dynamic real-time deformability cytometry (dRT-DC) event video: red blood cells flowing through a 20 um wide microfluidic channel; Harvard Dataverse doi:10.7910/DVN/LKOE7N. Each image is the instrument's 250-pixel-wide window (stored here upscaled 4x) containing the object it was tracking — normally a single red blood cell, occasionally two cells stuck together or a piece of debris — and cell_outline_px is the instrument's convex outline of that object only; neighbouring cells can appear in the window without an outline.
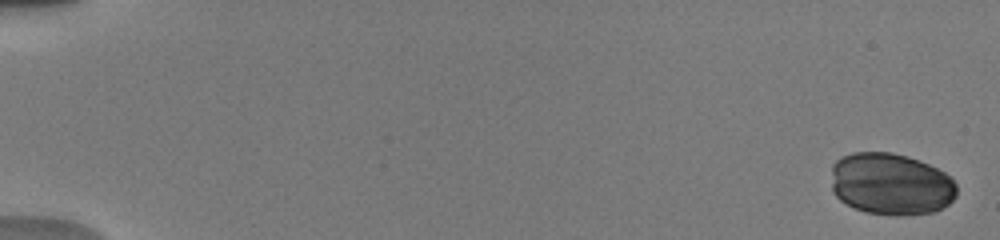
{"species": "human", "species_latin": "Homo sapiens", "temperature_condition": "warm", "stored_images_in_passage": 41, "camera_frame_rate_fps": 3000, "um_per_image_px": 0.085, "donor": {"sex": "male"}, "frame": {"image": 1, "passage_image": 3, "time_ms": 0.333, "image_size_px": [1000, 240], "cell_outline_px": [[956, 196], [948, 204], [936, 212], [900, 216], [896, 216], [864, 212], [840, 200], [832, 192], [832, 164], [840, 156], [852, 152], [892, 152], [908, 156], [920, 160], [944, 172], [956, 184]], "centroid_in_image_um": [75.71, 15.64], "position_along_channel_um": 9.3, "area_um2": 45.78}}
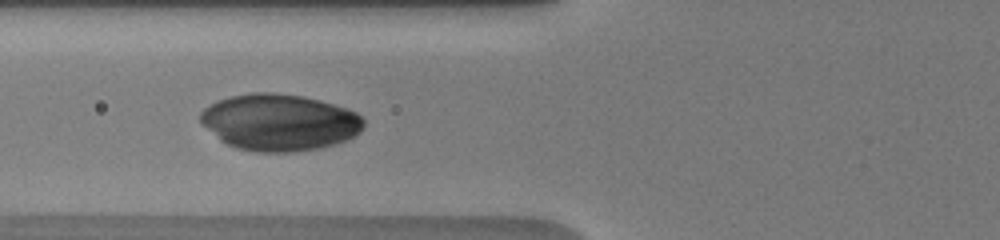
{"frame": {"image": 2, "passage_image": 35, "time_ms": 7.333, "image_size_px": [1000, 240], "cell_outline_px": [[364, 128], [356, 136], [348, 140], [336, 144], [320, 148], [292, 152], [256, 152], [236, 148], [220, 140], [200, 124], [200, 112], [204, 108], [216, 100], [232, 96], [252, 92], [276, 92], [304, 96], [320, 100], [348, 108], [356, 112], [364, 120]], "centroid_in_image_um": [23.76, 10.39], "position_along_channel_um": 102.0, "area_um2": 54.56}}
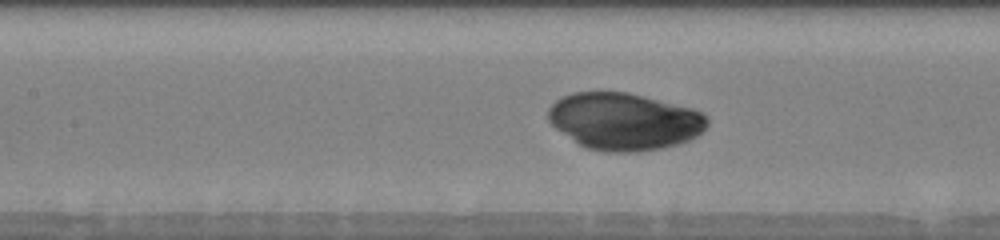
{"frame": {"image": 3, "passage_image": 40, "time_ms": 8.667, "image_size_px": [1000, 240], "cell_outline_px": [[708, 124], [696, 136], [688, 140], [664, 148], [636, 152], [604, 152], [584, 148], [576, 144], [556, 128], [548, 120], [548, 108], [556, 100], [572, 92], [628, 92], [692, 108], [708, 116]], "centroid_in_image_um": [53.03, 10.33], "position_along_channel_um": 154.4, "area_um2": 53.12}}